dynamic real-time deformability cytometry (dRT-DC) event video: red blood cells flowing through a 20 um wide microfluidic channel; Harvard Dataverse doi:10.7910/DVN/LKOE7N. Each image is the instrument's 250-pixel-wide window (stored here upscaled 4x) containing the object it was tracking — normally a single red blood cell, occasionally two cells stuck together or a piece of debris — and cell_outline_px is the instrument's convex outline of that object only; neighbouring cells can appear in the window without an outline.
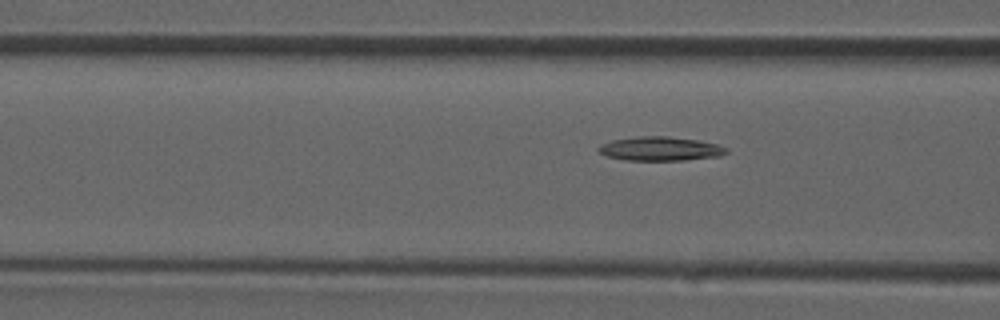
{"species": "common noctule bat (a hibernating species)", "species_latin": "Nyctalus noctula", "temperature_condition": "room temperature", "stored_images_in_passage": 6, "segment_of_instrument_passage": [2, 2], "camera_frame_rate_fps": 3000, "um_per_image_px": 0.085, "animal": {"sex": "male", "forearm_length_mm": 52.5}, "frame": {"image": 1, "passage_image": 6, "time_ms": 6.667, "image_size_px": [1000, 320], "cell_outline_px": [[728, 152], [720, 156], [684, 160], [628, 160], [608, 156], [600, 152], [596, 148], [600, 144], [612, 140], [640, 136], [668, 136], [696, 140], [716, 144], [728, 148]], "centroid_in_image_um": [56.13, 12.64], "position_along_channel_um": 110.5, "area_um2": 17.74}}